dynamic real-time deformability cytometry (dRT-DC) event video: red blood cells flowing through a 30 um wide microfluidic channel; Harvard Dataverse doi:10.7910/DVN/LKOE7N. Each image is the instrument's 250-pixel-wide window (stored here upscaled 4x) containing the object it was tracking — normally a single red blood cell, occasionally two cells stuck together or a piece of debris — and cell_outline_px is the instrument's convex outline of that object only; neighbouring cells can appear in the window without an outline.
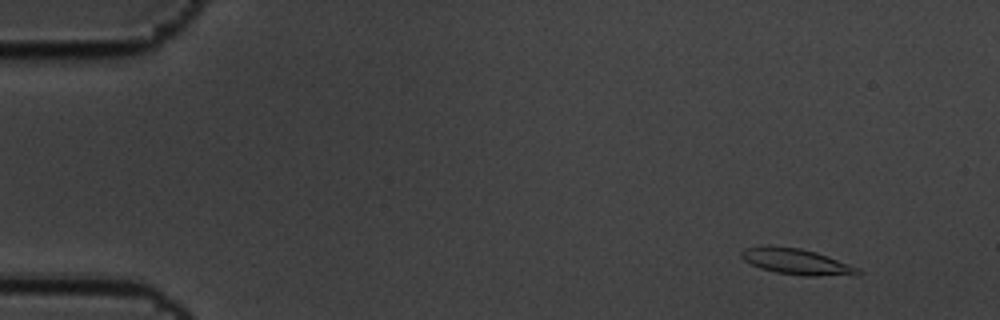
{"species": "common noctule bat (a hibernating species)", "species_latin": "Nyctalus noctula", "temperature_condition": "cold", "stored_images_in_passage": 8, "camera_frame_rate_fps": 3000, "um_per_image_px": 0.085, "animal": {"sex": "male", "body_mass_g": 19.5, "forearm_length_mm": 54.6}, "frame": {"image": 1, "passage_image": 2, "time_ms": 0.333, "image_size_px": [1000, 320], "cell_outline_px": [[864, 272], [816, 276], [804, 276], [776, 272], [760, 268], [744, 260], [740, 256], [740, 252], [744, 248], [800, 248], [816, 252], [828, 256], [860, 268]], "centroid_in_image_um": [67.71, 22.26], "position_along_channel_um": 17.3, "area_um2": 16.7}}
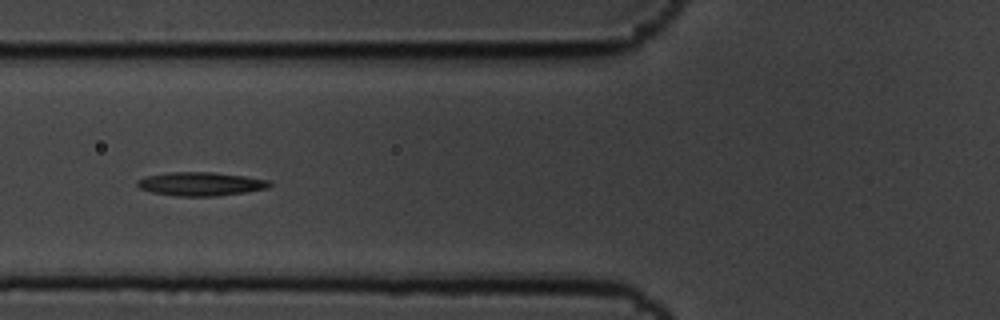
{"frame": {"image": 2, "passage_image": 6, "time_ms": 1.667, "image_size_px": [1000, 320], "cell_outline_px": [[272, 184], [268, 188], [244, 192], [216, 196], [176, 196], [152, 192], [140, 188], [136, 184], [136, 180], [148, 176], [172, 172], [212, 172], [244, 176], [272, 180]], "centroid_in_image_um": [17.09, 15.63], "position_along_channel_um": 108.7, "area_um2": 18.15}}
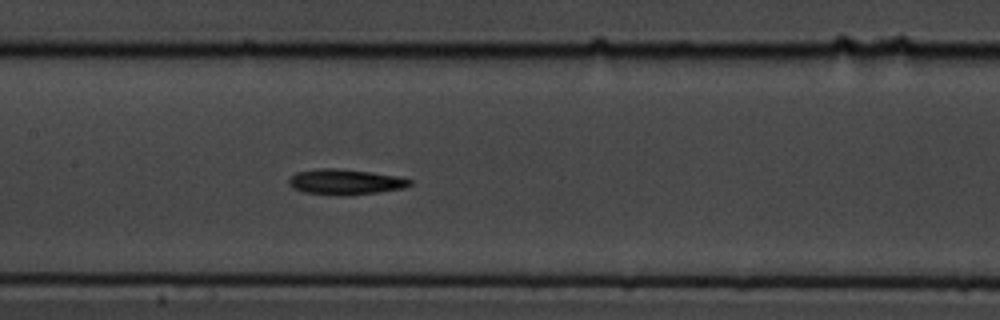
{"frame": {"image": 3, "passage_image": 8, "time_ms": 2.333, "image_size_px": [1000, 320], "cell_outline_px": [[412, 184], [404, 188], [380, 192], [352, 196], [336, 196], [304, 192], [292, 188], [288, 184], [288, 180], [296, 172], [320, 168], [336, 168], [368, 172], [396, 176], [412, 180]], "centroid_in_image_um": [29.33, 15.48], "position_along_channel_um": 178.1, "area_um2": 18.15}}